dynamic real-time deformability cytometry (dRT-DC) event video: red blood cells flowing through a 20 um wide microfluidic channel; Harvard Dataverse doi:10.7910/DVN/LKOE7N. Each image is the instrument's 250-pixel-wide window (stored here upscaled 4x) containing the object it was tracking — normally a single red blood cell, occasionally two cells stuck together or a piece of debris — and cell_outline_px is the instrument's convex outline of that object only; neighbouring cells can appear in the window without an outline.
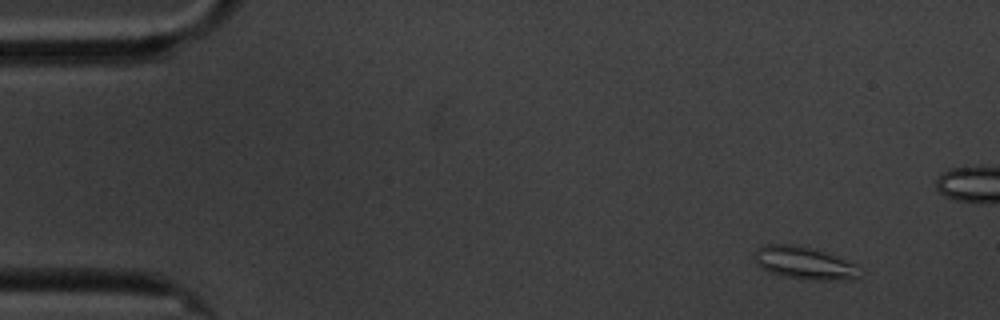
{"species": "common noctule bat (a hibernating species)", "species_latin": "Nyctalus noctula", "temperature_condition": "cold", "stored_images_in_passage": 56, "camera_frame_rate_fps": 3000, "um_per_image_px": 0.085, "animal": {"sex": "male", "body_mass_g": 20.1, "forearm_length_mm": 53.5}, "frame": {"image": 1, "passage_image": 1, "time_ms": 0.0, "image_size_px": [1000, 320], "cell_outline_px": [[856, 276], [840, 280], [812, 280], [784, 276], [760, 268], [752, 260], [752, 252], [756, 248], [764, 244], [792, 244], [824, 252], [856, 264]], "centroid_in_image_um": [68.2, 22.33], "position_along_channel_um": 16.8, "area_um2": 19.65}}
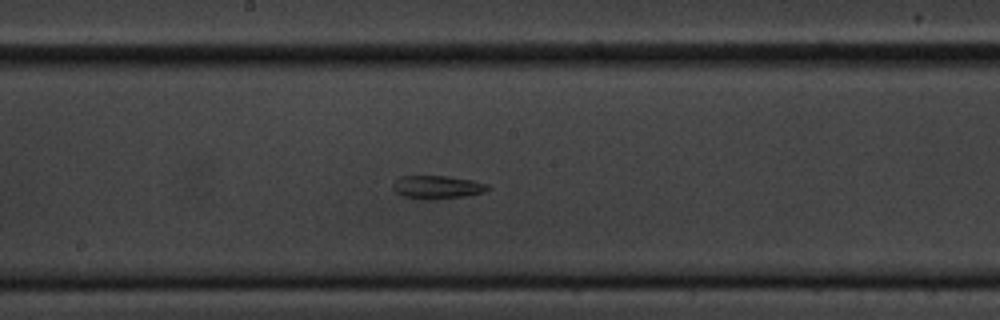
{"frame": {"image": 2, "passage_image": 27, "time_ms": 8.667, "image_size_px": [1000, 320], "cell_outline_px": [[488, 188], [484, 192], [464, 196], [428, 200], [420, 200], [400, 196], [392, 188], [392, 184], [400, 176], [448, 176], [472, 180], [488, 184]], "centroid_in_image_um": [37.1, 15.92], "position_along_channel_um": 211.1, "area_um2": 12.95}}
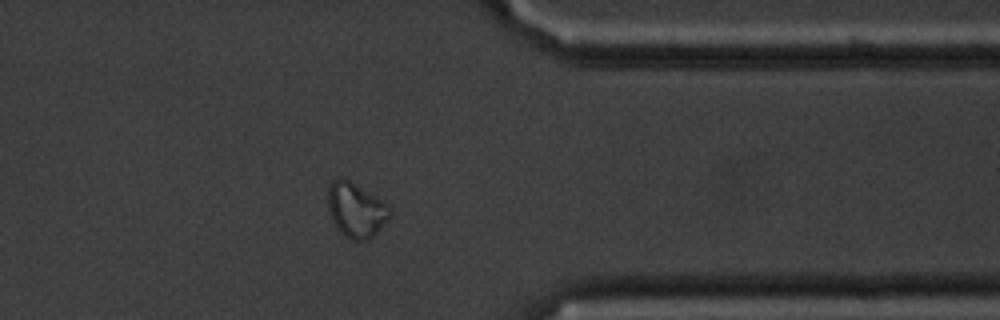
{"frame": {"image": 3, "passage_image": 43, "time_ms": 14.0, "image_size_px": [1000, 320], "cell_outline_px": [[392, 212], [388, 220], [368, 240], [352, 240], [344, 236], [332, 220], [328, 208], [328, 188], [332, 180], [336, 176], [344, 176], [384, 200], [392, 208]], "centroid_in_image_um": [30.27, 17.79], "position_along_channel_um": 381.1, "area_um2": 20.17}}